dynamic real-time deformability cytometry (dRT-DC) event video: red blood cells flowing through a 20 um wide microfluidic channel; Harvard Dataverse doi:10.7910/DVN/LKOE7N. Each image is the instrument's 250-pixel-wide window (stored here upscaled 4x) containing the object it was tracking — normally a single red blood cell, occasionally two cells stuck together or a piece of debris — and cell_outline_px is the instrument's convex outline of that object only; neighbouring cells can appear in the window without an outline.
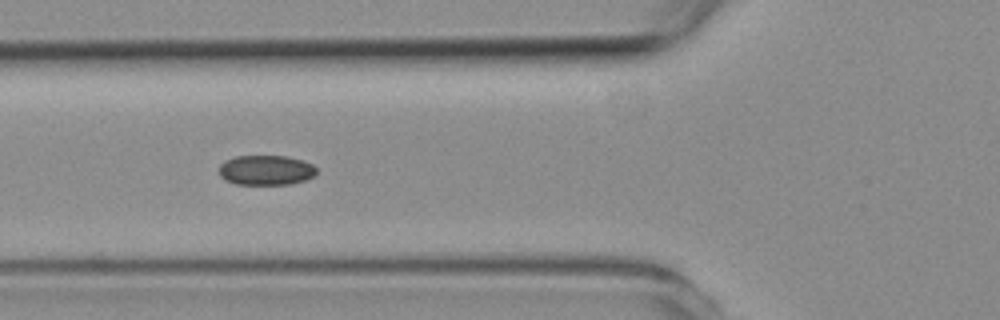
{"species": "common noctule bat (a hibernating species)", "species_latin": "Nyctalus noctula", "temperature_condition": "room temperature", "stored_images_in_passage": 5, "camera_frame_rate_fps": 3000, "um_per_image_px": 0.085, "animal": {"sex": "female", "body_mass_g": 19.3, "forearm_length_mm": 54.1}, "frame": {"image": 1, "passage_image": 4, "time_ms": 3.333, "image_size_px": [1000, 320], "cell_outline_px": [[316, 172], [312, 176], [304, 180], [292, 184], [236, 184], [220, 176], [220, 164], [224, 160], [236, 156], [288, 156], [304, 160], [312, 164], [316, 168]], "centroid_in_image_um": [22.62, 14.45], "position_along_channel_um": 103.2, "area_um2": 16.94}}
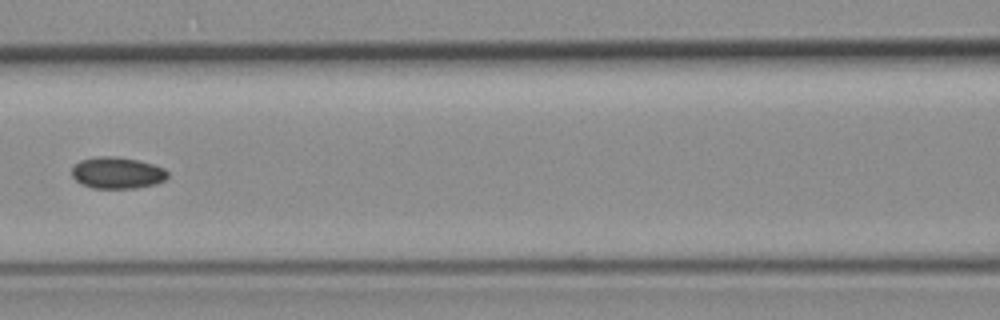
{"frame": {"image": 2, "passage_image": 5, "time_ms": 4.667, "image_size_px": [1000, 320], "cell_outline_px": [[168, 176], [164, 180], [156, 184], [136, 188], [92, 188], [76, 180], [72, 176], [72, 168], [80, 160], [96, 156], [116, 156], [140, 160], [164, 168], [168, 172]], "centroid_in_image_um": [9.98, 14.68], "position_along_channel_um": 156.6, "area_um2": 17.69}}